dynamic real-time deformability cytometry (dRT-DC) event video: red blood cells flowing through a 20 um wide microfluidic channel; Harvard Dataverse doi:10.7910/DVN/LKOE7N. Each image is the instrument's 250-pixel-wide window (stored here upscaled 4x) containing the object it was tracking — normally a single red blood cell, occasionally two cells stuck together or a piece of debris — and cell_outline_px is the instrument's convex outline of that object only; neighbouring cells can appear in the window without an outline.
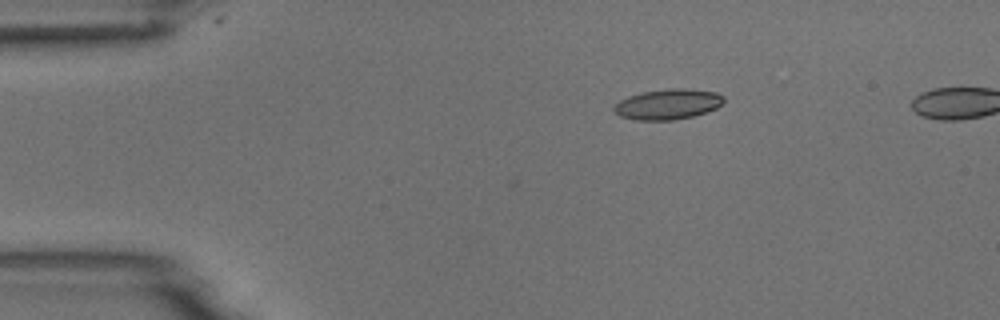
{"species": "common noctule bat (a hibernating species)", "species_latin": "Nyctalus noctula", "temperature_condition": "room temperature", "stored_images_in_passage": 12, "camera_frame_rate_fps": 3000, "um_per_image_px": 0.085, "animal": {"sex": "male", "body_mass_g": 18.8}, "frame": {"image": 1, "passage_image": 4, "time_ms": 1.0, "image_size_px": [1000, 320], "cell_outline_px": [[724, 100], [716, 108], [708, 112], [692, 116], [672, 120], [636, 120], [620, 116], [612, 108], [620, 100], [628, 96], [644, 92], [668, 88], [684, 88], [716, 92], [724, 96]], "centroid_in_image_um": [56.78, 8.85], "position_along_channel_um": 28.2, "area_um2": 19.36}}